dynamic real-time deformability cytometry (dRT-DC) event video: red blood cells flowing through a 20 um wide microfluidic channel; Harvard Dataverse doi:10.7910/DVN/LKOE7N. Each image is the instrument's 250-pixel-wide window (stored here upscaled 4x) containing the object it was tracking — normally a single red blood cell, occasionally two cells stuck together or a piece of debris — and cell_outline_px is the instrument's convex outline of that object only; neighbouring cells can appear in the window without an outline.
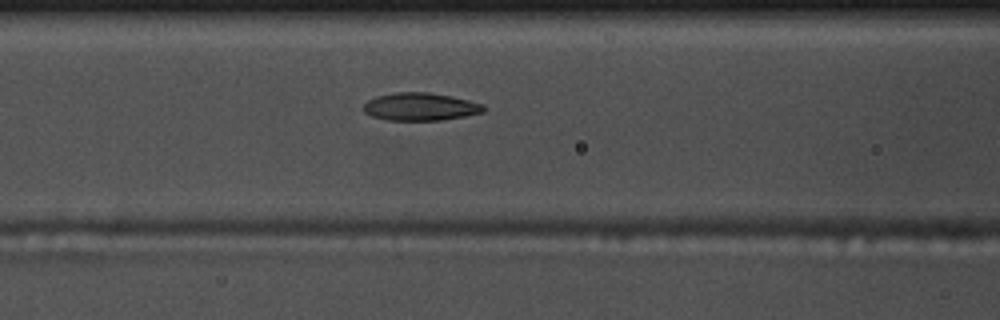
{"species": "common noctule bat (a hibernating species)", "species_latin": "Nyctalus noctula", "temperature_condition": "warm", "stored_images_in_passage": 39, "camera_frame_rate_fps": 3000, "um_per_image_px": 0.085, "animal": {"sex": "male", "body_mass_g": 17.5, "forearm_length_mm": 52.3}, "frame": {"image": 1, "passage_image": 6, "time_ms": 1.667, "image_size_px": [1000, 320], "cell_outline_px": [[484, 112], [464, 116], [440, 120], [388, 120], [372, 116], [364, 112], [360, 108], [368, 100], [376, 96], [396, 92], [428, 92], [452, 96], [484, 104]], "centroid_in_image_um": [35.7, 9.06], "position_along_channel_um": 130.9, "area_um2": 19.48}}
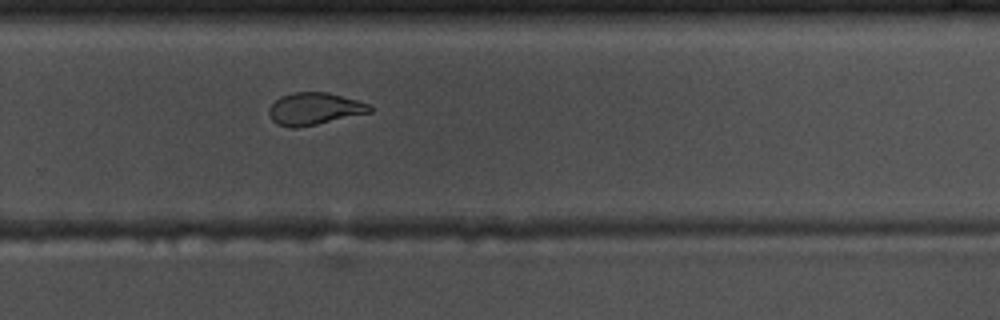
{"frame": {"image": 2, "passage_image": 20, "time_ms": 6.333, "image_size_px": [1000, 320], "cell_outline_px": [[372, 112], [316, 124], [296, 128], [292, 128], [276, 124], [272, 120], [268, 112], [268, 108], [280, 96], [292, 92], [328, 92], [356, 100], [368, 104], [372, 108]], "centroid_in_image_um": [26.69, 9.24], "position_along_channel_um": 303.1, "area_um2": 18.84}}
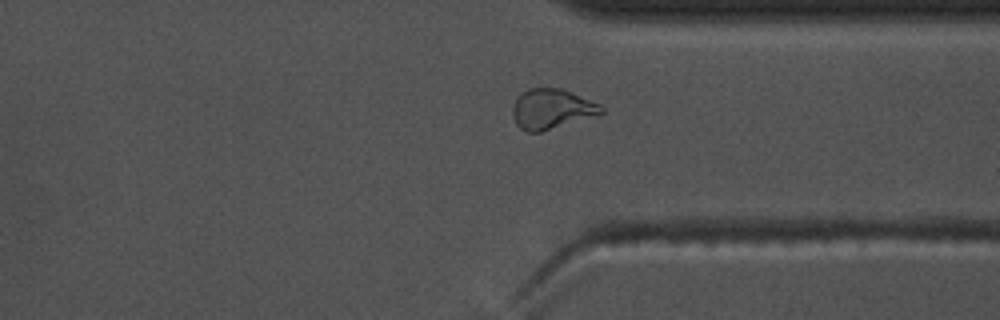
{"frame": {"image": 3, "passage_image": 25, "time_ms": 8.0, "image_size_px": [1000, 320], "cell_outline_px": [[604, 112], [600, 116], [540, 132], [528, 132], [520, 128], [516, 124], [512, 116], [512, 108], [516, 100], [528, 88], [560, 88], [600, 104], [604, 108]], "centroid_in_image_um": [46.93, 9.29], "position_along_channel_um": 364.5, "area_um2": 20.81}, "authors_computed_cell_mechanics": {"area_um2": 19.363, "velocity_mm_per_s": 3.7022, "shape_relaxation_time_tau1_ms": 5.5032, "shape_relaxation_time_tau2_ms": 1.5533, "deformation_change_tau1": 0.1966, "deformation_change_tau2": 0.0877}}